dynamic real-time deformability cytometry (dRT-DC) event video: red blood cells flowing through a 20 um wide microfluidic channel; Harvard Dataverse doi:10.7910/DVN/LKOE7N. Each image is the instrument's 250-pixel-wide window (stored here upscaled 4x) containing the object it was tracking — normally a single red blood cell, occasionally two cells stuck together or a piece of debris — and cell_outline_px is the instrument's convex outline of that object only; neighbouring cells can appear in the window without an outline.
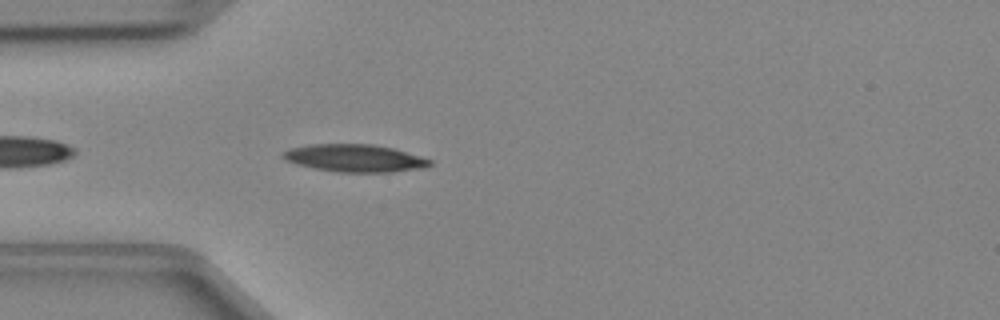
{"species": "Egyptian fruit bat (a non-hibernating species)", "species_latin": "Rousettus aegyptiacus", "temperature_condition": "cold", "stored_images_in_passage": 37, "camera_frame_rate_fps": 3000, "um_per_image_px": 0.085, "animal": {"sex": "female"}, "frame": {"image": 1, "passage_image": 3, "time_ms": 0.667, "image_size_px": [1000, 320], "cell_outline_px": [[432, 164], [424, 168], [392, 172], [340, 172], [316, 168], [284, 160], [280, 156], [288, 148], [308, 144], [372, 144], [392, 148], [420, 156], [432, 160]], "centroid_in_image_um": [30.15, 13.43], "position_along_channel_um": 54.8, "area_um2": 23.47}}
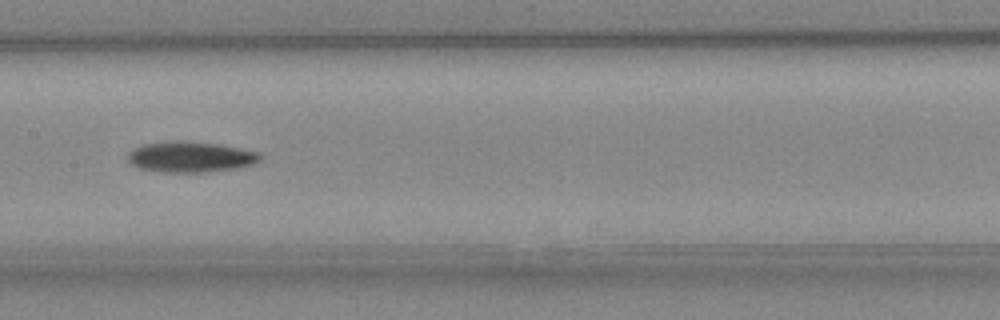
{"frame": {"image": 2, "passage_image": 13, "time_ms": 4.0, "image_size_px": [1000, 320], "cell_outline_px": [[260, 160], [252, 164], [240, 168], [204, 172], [164, 172], [140, 168], [132, 164], [128, 160], [128, 152], [132, 148], [144, 144], [168, 140], [184, 140], [216, 144], [260, 152]], "centroid_in_image_um": [16.17, 13.32], "position_along_channel_um": 191.2, "area_um2": 23.76}}
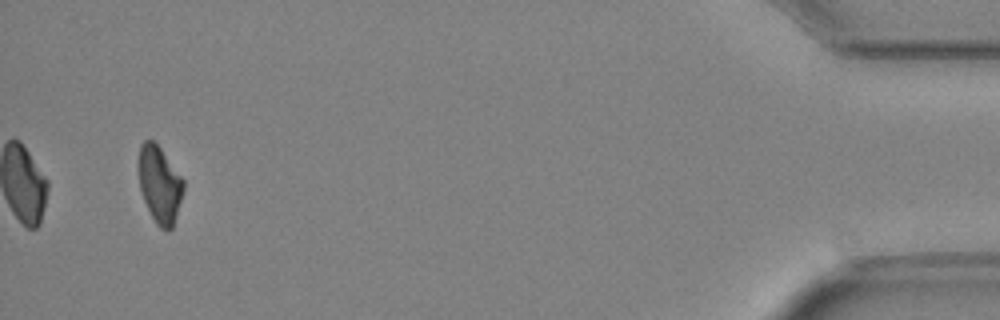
{"frame": {"image": 3, "passage_image": 35, "time_ms": 11.333, "image_size_px": [1000, 320], "cell_outline_px": [[184, 188], [172, 228], [160, 228], [156, 224], [144, 200], [140, 188], [140, 144], [144, 140], [152, 140], [160, 148], [184, 180]], "centroid_in_image_um": [13.58, 15.67], "position_along_channel_um": 421.6, "area_um2": 19.36}}